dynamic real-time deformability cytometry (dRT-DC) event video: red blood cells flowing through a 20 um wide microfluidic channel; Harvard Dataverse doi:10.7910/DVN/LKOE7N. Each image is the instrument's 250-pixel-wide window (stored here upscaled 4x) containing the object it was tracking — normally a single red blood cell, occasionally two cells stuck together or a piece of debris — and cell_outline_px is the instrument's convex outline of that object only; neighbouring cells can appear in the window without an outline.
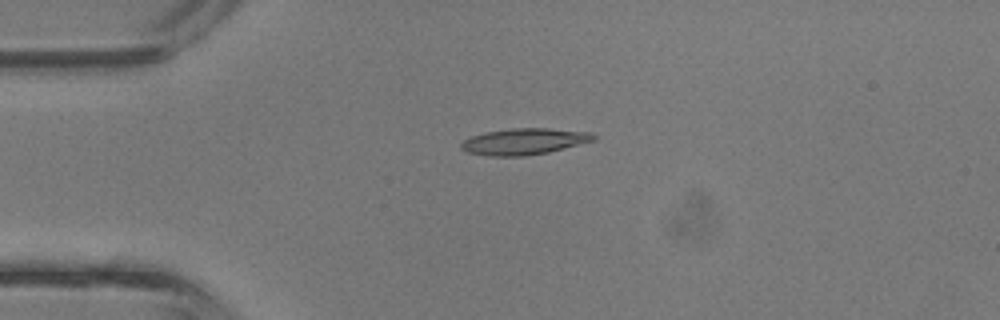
{"species": "common noctule bat (a hibernating species)", "species_latin": "Nyctalus noctula", "temperature_condition": "room temperature", "stored_images_in_passage": 3, "camera_frame_rate_fps": 3000, "um_per_image_px": 0.085, "animal": {"sex": "male", "body_mass_g": 13.3}, "frame": {"image": 1, "passage_image": 3, "time_ms": 0.667, "image_size_px": [1000, 320], "cell_outline_px": [[596, 140], [548, 152], [524, 156], [488, 156], [468, 152], [460, 148], [460, 144], [464, 140], [472, 136], [484, 132], [512, 128], [548, 128], [592, 132], [596, 136]], "centroid_in_image_um": [44.56, 12.02], "position_along_channel_um": 40.4, "area_um2": 20.35}}